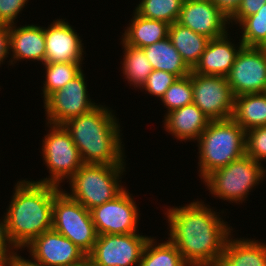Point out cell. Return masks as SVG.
I'll list each match as a JSON object with an SVG mask.
<instances>
[{"mask_svg": "<svg viewBox=\"0 0 266 266\" xmlns=\"http://www.w3.org/2000/svg\"><path fill=\"white\" fill-rule=\"evenodd\" d=\"M77 266H99L88 256Z\"/></svg>", "mask_w": 266, "mask_h": 266, "instance_id": "39", "label": "cell"}, {"mask_svg": "<svg viewBox=\"0 0 266 266\" xmlns=\"http://www.w3.org/2000/svg\"><path fill=\"white\" fill-rule=\"evenodd\" d=\"M46 77L43 86V101L52 93L62 89L82 71V62L44 63Z\"/></svg>", "mask_w": 266, "mask_h": 266, "instance_id": "27", "label": "cell"}, {"mask_svg": "<svg viewBox=\"0 0 266 266\" xmlns=\"http://www.w3.org/2000/svg\"><path fill=\"white\" fill-rule=\"evenodd\" d=\"M133 14L130 26L121 38L126 45L143 48L168 37L169 24L166 22L144 18L135 11Z\"/></svg>", "mask_w": 266, "mask_h": 266, "instance_id": "21", "label": "cell"}, {"mask_svg": "<svg viewBox=\"0 0 266 266\" xmlns=\"http://www.w3.org/2000/svg\"><path fill=\"white\" fill-rule=\"evenodd\" d=\"M167 113L177 108L193 103V88L191 75L177 78L174 83L166 90L161 98Z\"/></svg>", "mask_w": 266, "mask_h": 266, "instance_id": "30", "label": "cell"}, {"mask_svg": "<svg viewBox=\"0 0 266 266\" xmlns=\"http://www.w3.org/2000/svg\"><path fill=\"white\" fill-rule=\"evenodd\" d=\"M78 35L65 19L44 27L45 63L82 62L84 48Z\"/></svg>", "mask_w": 266, "mask_h": 266, "instance_id": "16", "label": "cell"}, {"mask_svg": "<svg viewBox=\"0 0 266 266\" xmlns=\"http://www.w3.org/2000/svg\"><path fill=\"white\" fill-rule=\"evenodd\" d=\"M52 229L67 237L87 256L92 252L97 232L91 213L61 189L53 201Z\"/></svg>", "mask_w": 266, "mask_h": 266, "instance_id": "7", "label": "cell"}, {"mask_svg": "<svg viewBox=\"0 0 266 266\" xmlns=\"http://www.w3.org/2000/svg\"><path fill=\"white\" fill-rule=\"evenodd\" d=\"M178 77L170 72L153 70L148 76L141 89L146 90L150 95L159 97L165 95L166 90L174 83Z\"/></svg>", "mask_w": 266, "mask_h": 266, "instance_id": "32", "label": "cell"}, {"mask_svg": "<svg viewBox=\"0 0 266 266\" xmlns=\"http://www.w3.org/2000/svg\"><path fill=\"white\" fill-rule=\"evenodd\" d=\"M232 118L245 131L266 126V92L236 96Z\"/></svg>", "mask_w": 266, "mask_h": 266, "instance_id": "24", "label": "cell"}, {"mask_svg": "<svg viewBox=\"0 0 266 266\" xmlns=\"http://www.w3.org/2000/svg\"><path fill=\"white\" fill-rule=\"evenodd\" d=\"M177 23L209 39L223 36L230 25L228 17L207 0H184Z\"/></svg>", "mask_w": 266, "mask_h": 266, "instance_id": "15", "label": "cell"}, {"mask_svg": "<svg viewBox=\"0 0 266 266\" xmlns=\"http://www.w3.org/2000/svg\"><path fill=\"white\" fill-rule=\"evenodd\" d=\"M164 118L165 130L180 141L198 140L211 121L194 103L172 110Z\"/></svg>", "mask_w": 266, "mask_h": 266, "instance_id": "18", "label": "cell"}, {"mask_svg": "<svg viewBox=\"0 0 266 266\" xmlns=\"http://www.w3.org/2000/svg\"><path fill=\"white\" fill-rule=\"evenodd\" d=\"M265 173L261 163L245 154L227 166L212 171L203 182L214 197L243 203L252 188L263 181Z\"/></svg>", "mask_w": 266, "mask_h": 266, "instance_id": "6", "label": "cell"}, {"mask_svg": "<svg viewBox=\"0 0 266 266\" xmlns=\"http://www.w3.org/2000/svg\"><path fill=\"white\" fill-rule=\"evenodd\" d=\"M246 155L261 163L266 160V126L246 131Z\"/></svg>", "mask_w": 266, "mask_h": 266, "instance_id": "31", "label": "cell"}, {"mask_svg": "<svg viewBox=\"0 0 266 266\" xmlns=\"http://www.w3.org/2000/svg\"><path fill=\"white\" fill-rule=\"evenodd\" d=\"M124 169L125 165L83 164L69 179L71 193L64 192L90 211L125 189L120 185Z\"/></svg>", "mask_w": 266, "mask_h": 266, "instance_id": "5", "label": "cell"}, {"mask_svg": "<svg viewBox=\"0 0 266 266\" xmlns=\"http://www.w3.org/2000/svg\"><path fill=\"white\" fill-rule=\"evenodd\" d=\"M12 251L9 253L1 262L0 266H40L36 263L33 259L32 261L29 259H24L23 257L19 256L20 254Z\"/></svg>", "mask_w": 266, "mask_h": 266, "instance_id": "36", "label": "cell"}, {"mask_svg": "<svg viewBox=\"0 0 266 266\" xmlns=\"http://www.w3.org/2000/svg\"><path fill=\"white\" fill-rule=\"evenodd\" d=\"M265 3L266 0H242L236 13L229 19V23H240L244 18L257 13Z\"/></svg>", "mask_w": 266, "mask_h": 266, "instance_id": "34", "label": "cell"}, {"mask_svg": "<svg viewBox=\"0 0 266 266\" xmlns=\"http://www.w3.org/2000/svg\"><path fill=\"white\" fill-rule=\"evenodd\" d=\"M217 214L202 200L167 208L168 240L189 266H218L232 229Z\"/></svg>", "mask_w": 266, "mask_h": 266, "instance_id": "1", "label": "cell"}, {"mask_svg": "<svg viewBox=\"0 0 266 266\" xmlns=\"http://www.w3.org/2000/svg\"><path fill=\"white\" fill-rule=\"evenodd\" d=\"M48 126L50 129L42 141V154L44 164L51 174L49 178L35 182L59 186L63 180L70 179L84 163L64 126L55 124Z\"/></svg>", "mask_w": 266, "mask_h": 266, "instance_id": "8", "label": "cell"}, {"mask_svg": "<svg viewBox=\"0 0 266 266\" xmlns=\"http://www.w3.org/2000/svg\"><path fill=\"white\" fill-rule=\"evenodd\" d=\"M26 247L40 266H77L87 257L67 237L53 229L34 238Z\"/></svg>", "mask_w": 266, "mask_h": 266, "instance_id": "14", "label": "cell"}, {"mask_svg": "<svg viewBox=\"0 0 266 266\" xmlns=\"http://www.w3.org/2000/svg\"><path fill=\"white\" fill-rule=\"evenodd\" d=\"M229 40L228 32L221 37L210 39L192 71L201 75L226 77L231 71L238 52L244 46L240 41L239 46L236 47Z\"/></svg>", "mask_w": 266, "mask_h": 266, "instance_id": "17", "label": "cell"}, {"mask_svg": "<svg viewBox=\"0 0 266 266\" xmlns=\"http://www.w3.org/2000/svg\"><path fill=\"white\" fill-rule=\"evenodd\" d=\"M212 2L230 19L238 10L242 0H212Z\"/></svg>", "mask_w": 266, "mask_h": 266, "instance_id": "37", "label": "cell"}, {"mask_svg": "<svg viewBox=\"0 0 266 266\" xmlns=\"http://www.w3.org/2000/svg\"><path fill=\"white\" fill-rule=\"evenodd\" d=\"M118 123L114 113L100 104L90 112L68 120L63 126L84 164L125 165Z\"/></svg>", "mask_w": 266, "mask_h": 266, "instance_id": "3", "label": "cell"}, {"mask_svg": "<svg viewBox=\"0 0 266 266\" xmlns=\"http://www.w3.org/2000/svg\"><path fill=\"white\" fill-rule=\"evenodd\" d=\"M183 3L184 0H141L133 11L144 18L171 25L177 22Z\"/></svg>", "mask_w": 266, "mask_h": 266, "instance_id": "28", "label": "cell"}, {"mask_svg": "<svg viewBox=\"0 0 266 266\" xmlns=\"http://www.w3.org/2000/svg\"><path fill=\"white\" fill-rule=\"evenodd\" d=\"M149 238L137 233L101 234L88 257L99 266H138Z\"/></svg>", "mask_w": 266, "mask_h": 266, "instance_id": "10", "label": "cell"}, {"mask_svg": "<svg viewBox=\"0 0 266 266\" xmlns=\"http://www.w3.org/2000/svg\"><path fill=\"white\" fill-rule=\"evenodd\" d=\"M1 220V219H0ZM13 247L7 240L5 232V220L0 221V262L13 250Z\"/></svg>", "mask_w": 266, "mask_h": 266, "instance_id": "38", "label": "cell"}, {"mask_svg": "<svg viewBox=\"0 0 266 266\" xmlns=\"http://www.w3.org/2000/svg\"><path fill=\"white\" fill-rule=\"evenodd\" d=\"M262 49L266 50V41L260 46Z\"/></svg>", "mask_w": 266, "mask_h": 266, "instance_id": "40", "label": "cell"}, {"mask_svg": "<svg viewBox=\"0 0 266 266\" xmlns=\"http://www.w3.org/2000/svg\"><path fill=\"white\" fill-rule=\"evenodd\" d=\"M16 27L14 24L10 25L12 59L9 62L14 64L25 59L44 64L46 54L44 27L33 24Z\"/></svg>", "mask_w": 266, "mask_h": 266, "instance_id": "19", "label": "cell"}, {"mask_svg": "<svg viewBox=\"0 0 266 266\" xmlns=\"http://www.w3.org/2000/svg\"><path fill=\"white\" fill-rule=\"evenodd\" d=\"M226 79L235 97L266 92V50L243 46Z\"/></svg>", "mask_w": 266, "mask_h": 266, "instance_id": "12", "label": "cell"}, {"mask_svg": "<svg viewBox=\"0 0 266 266\" xmlns=\"http://www.w3.org/2000/svg\"><path fill=\"white\" fill-rule=\"evenodd\" d=\"M83 70L62 89L44 101L47 124L63 125L68 120L86 114L97 106L88 98ZM92 101V102H91Z\"/></svg>", "mask_w": 266, "mask_h": 266, "instance_id": "11", "label": "cell"}, {"mask_svg": "<svg viewBox=\"0 0 266 266\" xmlns=\"http://www.w3.org/2000/svg\"><path fill=\"white\" fill-rule=\"evenodd\" d=\"M218 266H266V243L230 236Z\"/></svg>", "mask_w": 266, "mask_h": 266, "instance_id": "20", "label": "cell"}, {"mask_svg": "<svg viewBox=\"0 0 266 266\" xmlns=\"http://www.w3.org/2000/svg\"><path fill=\"white\" fill-rule=\"evenodd\" d=\"M28 0H0V24L12 25Z\"/></svg>", "mask_w": 266, "mask_h": 266, "instance_id": "33", "label": "cell"}, {"mask_svg": "<svg viewBox=\"0 0 266 266\" xmlns=\"http://www.w3.org/2000/svg\"><path fill=\"white\" fill-rule=\"evenodd\" d=\"M60 186L20 180L5 216L6 237L13 250L25 248L34 238L52 229L53 201Z\"/></svg>", "mask_w": 266, "mask_h": 266, "instance_id": "2", "label": "cell"}, {"mask_svg": "<svg viewBox=\"0 0 266 266\" xmlns=\"http://www.w3.org/2000/svg\"><path fill=\"white\" fill-rule=\"evenodd\" d=\"M193 103L211 120L232 118L235 96L226 77L191 71Z\"/></svg>", "mask_w": 266, "mask_h": 266, "instance_id": "9", "label": "cell"}, {"mask_svg": "<svg viewBox=\"0 0 266 266\" xmlns=\"http://www.w3.org/2000/svg\"><path fill=\"white\" fill-rule=\"evenodd\" d=\"M245 141L246 131L233 118L210 121L197 140L201 179L244 156Z\"/></svg>", "mask_w": 266, "mask_h": 266, "instance_id": "4", "label": "cell"}, {"mask_svg": "<svg viewBox=\"0 0 266 266\" xmlns=\"http://www.w3.org/2000/svg\"><path fill=\"white\" fill-rule=\"evenodd\" d=\"M151 236L147 241L138 266H189L177 247L169 240L156 243Z\"/></svg>", "mask_w": 266, "mask_h": 266, "instance_id": "26", "label": "cell"}, {"mask_svg": "<svg viewBox=\"0 0 266 266\" xmlns=\"http://www.w3.org/2000/svg\"><path fill=\"white\" fill-rule=\"evenodd\" d=\"M168 37L191 70L198 64L210 40L177 22L169 25Z\"/></svg>", "mask_w": 266, "mask_h": 266, "instance_id": "22", "label": "cell"}, {"mask_svg": "<svg viewBox=\"0 0 266 266\" xmlns=\"http://www.w3.org/2000/svg\"><path fill=\"white\" fill-rule=\"evenodd\" d=\"M126 188L113 200L90 210L97 235L137 233L138 206Z\"/></svg>", "mask_w": 266, "mask_h": 266, "instance_id": "13", "label": "cell"}, {"mask_svg": "<svg viewBox=\"0 0 266 266\" xmlns=\"http://www.w3.org/2000/svg\"><path fill=\"white\" fill-rule=\"evenodd\" d=\"M241 41L246 47H260L266 41V3L257 13L244 18L239 23Z\"/></svg>", "mask_w": 266, "mask_h": 266, "instance_id": "29", "label": "cell"}, {"mask_svg": "<svg viewBox=\"0 0 266 266\" xmlns=\"http://www.w3.org/2000/svg\"><path fill=\"white\" fill-rule=\"evenodd\" d=\"M121 42L124 48L122 73L130 85H134V88H141L153 71V67L148 61L143 48L126 45L123 41Z\"/></svg>", "mask_w": 266, "mask_h": 266, "instance_id": "25", "label": "cell"}, {"mask_svg": "<svg viewBox=\"0 0 266 266\" xmlns=\"http://www.w3.org/2000/svg\"><path fill=\"white\" fill-rule=\"evenodd\" d=\"M143 51L151 63L153 70L170 72L178 78L188 76L192 71L186 65L169 37L150 46L143 47Z\"/></svg>", "mask_w": 266, "mask_h": 266, "instance_id": "23", "label": "cell"}, {"mask_svg": "<svg viewBox=\"0 0 266 266\" xmlns=\"http://www.w3.org/2000/svg\"><path fill=\"white\" fill-rule=\"evenodd\" d=\"M10 51V25L0 24V65Z\"/></svg>", "mask_w": 266, "mask_h": 266, "instance_id": "35", "label": "cell"}]
</instances>
